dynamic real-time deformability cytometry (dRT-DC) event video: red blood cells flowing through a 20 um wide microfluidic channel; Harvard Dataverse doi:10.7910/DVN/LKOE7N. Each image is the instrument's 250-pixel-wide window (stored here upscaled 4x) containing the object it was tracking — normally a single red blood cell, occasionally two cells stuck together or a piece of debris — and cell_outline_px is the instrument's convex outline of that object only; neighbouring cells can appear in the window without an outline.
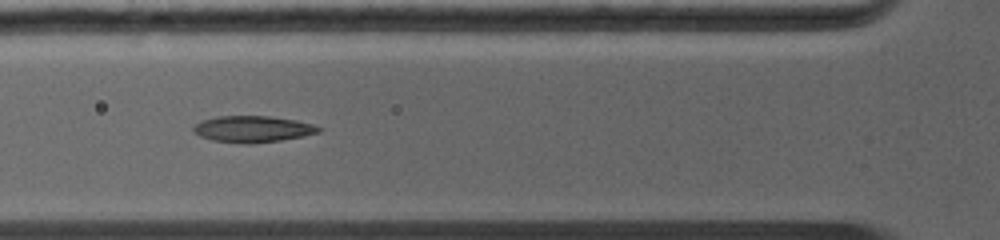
{"species": "common noctule bat (a hibernating species)", "species_latin": "Nyctalus noctula", "temperature_condition": "warm", "stored_images_in_passage": 50, "camera_frame_rate_fps": 5000, "um_per_image_px": 0.085, "animal": {"sex": "female", "body_mass_g": 19.0, "forearm_length_mm": 56.7}, "frame": {"image": 1, "passage_image": 12, "time_ms": 3.0, "image_size_px": [1000, 240], "cell_outline_px": [[320, 132], [280, 140], [252, 144], [244, 144], [212, 140], [200, 136], [192, 128], [196, 124], [204, 120], [220, 116], [268, 116], [296, 120], [312, 124], [320, 128]], "centroid_in_image_um": [21.47, 10.97], "position_along_channel_um": 104.3, "area_um2": 18.96}}
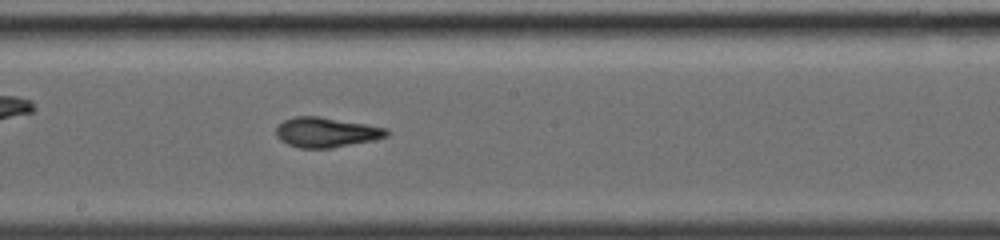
{"frame": {"image": 2, "passage_image": 19, "time_ms": 5.6, "image_size_px": [1000, 240], "cell_outline_px": [[388, 136], [372, 140], [332, 148], [300, 148], [288, 144], [280, 140], [276, 136], [276, 128], [284, 120], [296, 116], [320, 116], [364, 124], [384, 128], [388, 132]], "centroid_in_image_um": [27.68, 11.25], "position_along_channel_um": 220.5, "area_um2": 19.02}}
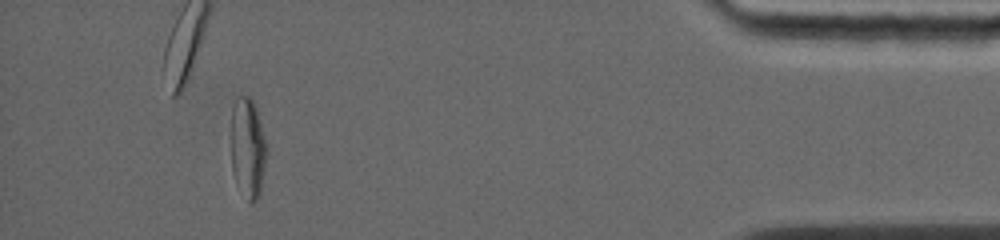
{"frame": {"image": 3, "passage_image": 46, "time_ms": 11.4, "image_size_px": [1000, 240], "cell_outline_px": [[268, 152], [260, 192], [256, 200], [252, 204], [248, 200], [232, 168], [232, 104], [240, 96], [248, 96], [252, 100], [268, 148]], "centroid_in_image_um": [21.09, 12.55], "position_along_channel_um": 414.1, "area_um2": 20.06}, "authors_computed_cell_mechanics": {"area_um2": 19.5653, "velocity_mm_per_s": 4.4894, "shape_relaxation_time_tau1_ms": 5.6436, "shape_relaxation_time_tau2_ms": 1.4589, "deformation_change_tau1": 0.205, "deformation_change_tau2": 0.0926}}